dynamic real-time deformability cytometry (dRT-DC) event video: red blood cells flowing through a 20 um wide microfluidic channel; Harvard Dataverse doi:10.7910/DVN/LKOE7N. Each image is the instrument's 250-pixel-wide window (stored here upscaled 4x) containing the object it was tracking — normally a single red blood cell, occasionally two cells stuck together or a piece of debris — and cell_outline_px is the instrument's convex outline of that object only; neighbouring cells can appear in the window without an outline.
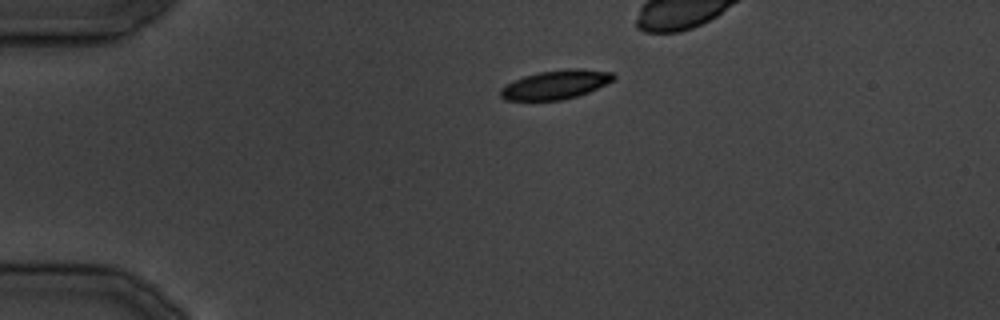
{"species": "common noctule bat (a hibernating species)", "species_latin": "Nyctalus noctula", "temperature_condition": "cold", "stored_images_in_passage": 22, "camera_frame_rate_fps": 3000, "um_per_image_px": 0.085, "animal": {"sex": "male", "body_mass_g": 19.5, "forearm_length_mm": 54.6}, "frame": {"image": 1, "passage_image": 1, "time_ms": 0.0, "image_size_px": [1000, 320], "cell_outline_px": [[616, 76], [612, 80], [588, 92], [576, 96], [560, 100], [504, 100], [500, 96], [500, 88], [524, 76], [540, 72], [568, 68], [580, 68], [612, 72]], "centroid_in_image_um": [47.22, 7.18], "position_along_channel_um": 37.8, "area_um2": 18.79}}
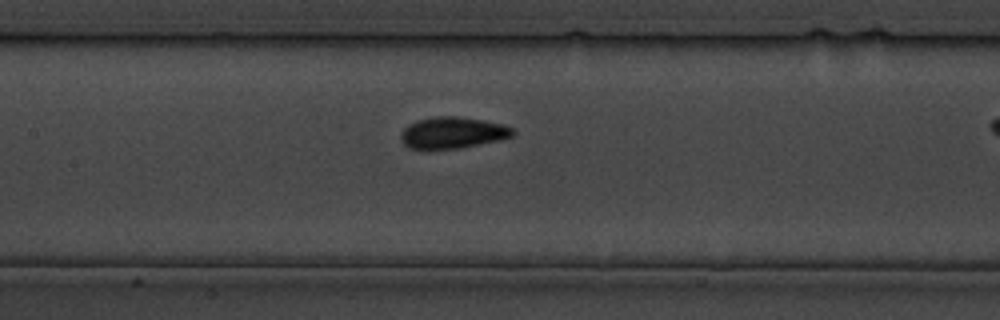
{"frame": {"image": 2, "passage_image": 10, "time_ms": 11.0, "image_size_px": [1000, 320], "cell_outline_px": [[516, 132], [512, 136], [500, 140], [460, 148], [424, 152], [408, 148], [404, 144], [400, 136], [400, 132], [408, 124], [416, 120], [436, 116], [456, 116], [480, 120], [500, 124], [512, 128]], "centroid_in_image_um": [38.38, 11.32], "position_along_channel_um": 169.0, "area_um2": 21.04}}
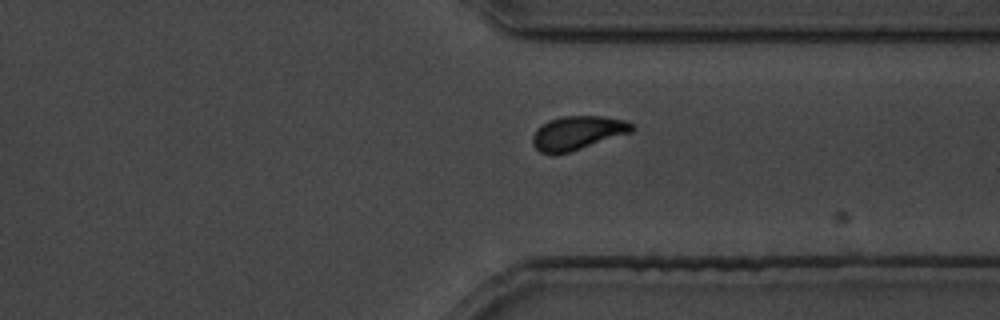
{"frame": {"image": 3, "passage_image": 20, "time_ms": 23.333, "image_size_px": [1000, 320], "cell_outline_px": [[636, 128], [632, 132], [572, 152], [552, 156], [540, 152], [532, 144], [532, 136], [536, 128], [548, 120], [560, 116], [604, 116], [624, 120], [632, 124]], "centroid_in_image_um": [49.06, 11.32], "position_along_channel_um": 362.3, "area_um2": 20.06}}